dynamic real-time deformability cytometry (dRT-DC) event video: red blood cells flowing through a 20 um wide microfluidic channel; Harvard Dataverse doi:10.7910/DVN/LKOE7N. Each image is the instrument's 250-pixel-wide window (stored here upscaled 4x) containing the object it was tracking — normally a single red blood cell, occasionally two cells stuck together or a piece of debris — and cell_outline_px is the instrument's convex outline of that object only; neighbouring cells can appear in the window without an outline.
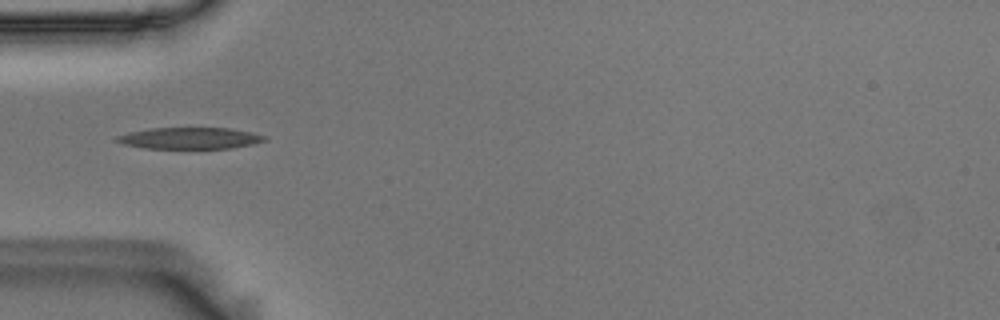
{"species": "Egyptian fruit bat (a non-hibernating species)", "species_latin": "Rousettus aegyptiacus", "temperature_condition": "room temperature", "stored_images_in_passage": 39, "camera_frame_rate_fps": 3000, "um_per_image_px": 0.085, "animal": {"sex": "male"}, "frame": {"image": 1, "passage_image": 1, "time_ms": 0.0, "image_size_px": [1000, 320], "cell_outline_px": [[268, 140], [252, 144], [232, 148], [144, 148], [124, 144], [112, 140], [116, 136], [128, 132], [152, 128], [228, 128], [252, 132], [268, 136]], "centroid_in_image_um": [16.14, 11.74], "position_along_channel_um": 68.9, "area_um2": 18.55}}
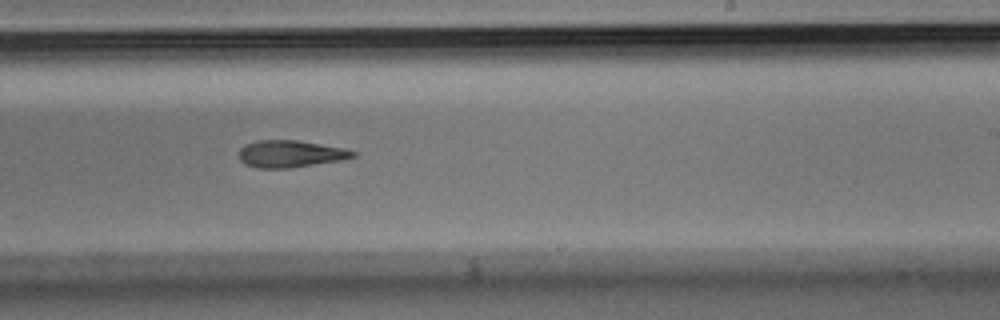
{"frame": {"image": 2, "passage_image": 17, "time_ms": 5.333, "image_size_px": [1000, 320], "cell_outline_px": [[356, 156], [340, 160], [288, 168], [256, 168], [244, 164], [240, 160], [240, 148], [244, 144], [256, 140], [296, 140], [344, 148], [356, 152]], "centroid_in_image_um": [24.64, 13.07], "position_along_channel_um": 264.4, "area_um2": 17.86}}
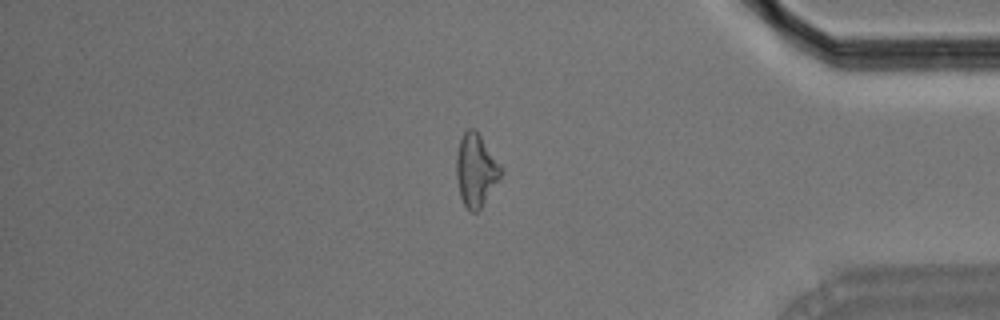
{"frame": {"image": 3, "passage_image": 30, "time_ms": 9.667, "image_size_px": [1000, 320], "cell_outline_px": [[504, 172], [480, 208], [476, 212], [472, 212], [464, 204], [460, 196], [456, 176], [456, 152], [460, 140], [464, 132], [468, 128], [472, 128], [480, 136], [504, 168]], "centroid_in_image_um": [40.46, 14.45], "position_along_channel_um": 394.7, "area_um2": 18.73}}